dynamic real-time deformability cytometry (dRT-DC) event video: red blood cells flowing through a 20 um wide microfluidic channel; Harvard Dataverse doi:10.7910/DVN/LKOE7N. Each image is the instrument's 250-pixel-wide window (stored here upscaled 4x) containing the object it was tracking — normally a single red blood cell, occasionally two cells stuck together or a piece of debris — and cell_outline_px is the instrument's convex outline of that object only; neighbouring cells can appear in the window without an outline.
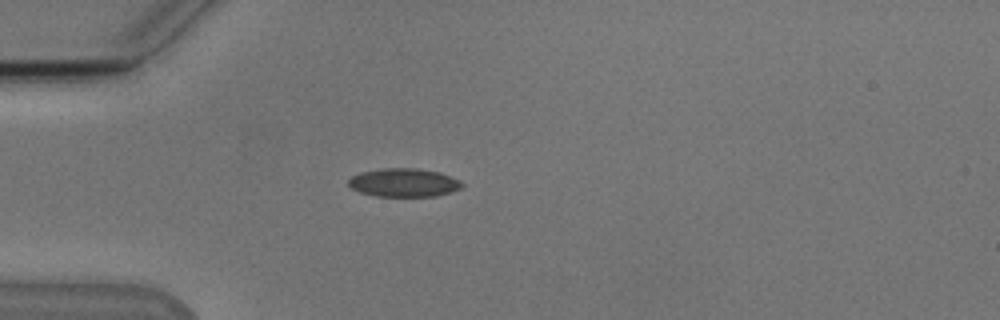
{"species": "Egyptian fruit bat (a non-hibernating species)", "species_latin": "Rousettus aegyptiacus", "temperature_condition": "cold", "stored_images_in_passage": 39, "camera_frame_rate_fps": 3000, "um_per_image_px": 0.085, "animal": {"sex": "male"}, "frame": {"image": 1, "passage_image": 1, "time_ms": 0.0, "image_size_px": [1000, 320], "cell_outline_px": [[464, 184], [460, 188], [436, 196], [376, 196], [360, 192], [352, 188], [348, 184], [348, 180], [352, 176], [360, 172], [384, 168], [416, 168], [440, 172], [460, 180]], "centroid_in_image_um": [34.32, 15.51], "position_along_channel_um": 50.7, "area_um2": 18.73}}
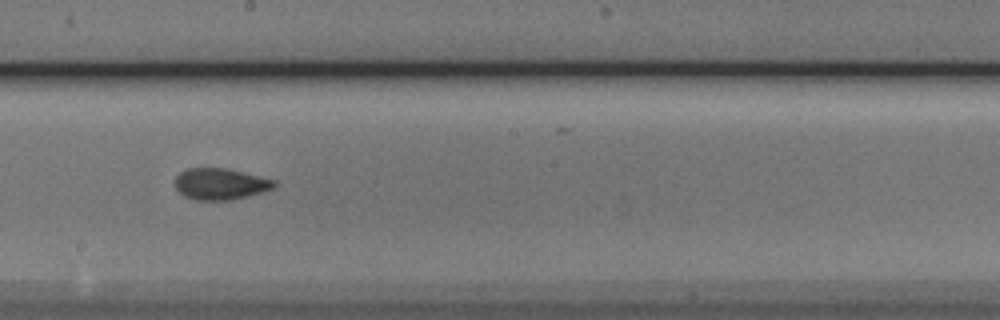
{"frame": {"image": 2, "passage_image": 16, "time_ms": 5.0, "image_size_px": [1000, 320], "cell_outline_px": [[276, 188], [248, 196], [232, 200], [196, 200], [184, 196], [176, 188], [176, 176], [180, 172], [188, 168], [224, 168], [276, 180]], "centroid_in_image_um": [18.75, 15.64], "position_along_channel_um": 229.5, "area_um2": 18.09}}
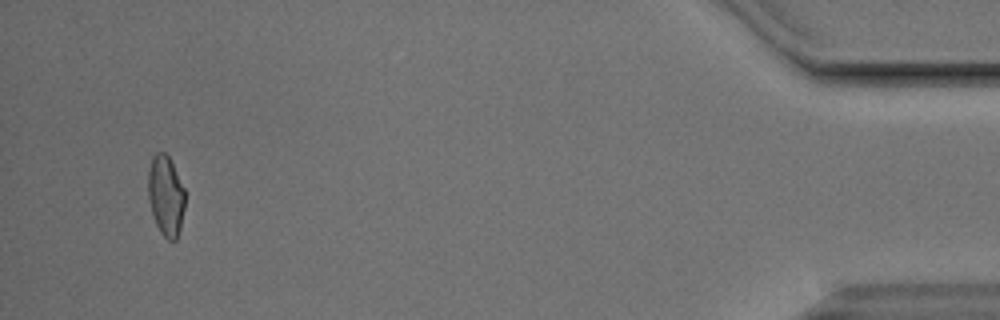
{"frame": {"image": 3, "passage_image": 37, "time_ms": 12.0, "image_size_px": [1000, 320], "cell_outline_px": [[184, 208], [180, 228], [176, 240], [168, 240], [160, 232], [156, 224], [152, 212], [148, 196], [148, 172], [152, 156], [156, 152], [164, 152], [168, 156], [184, 188]], "centroid_in_image_um": [14.08, 16.63], "position_along_channel_um": 421.1, "area_um2": 17.05}, "authors_computed_cell_mechanics": {"area_um2": 17.9758, "velocity_mm_per_s": 3.8434, "shape_relaxation_time_tau1_ms": 4.1824, "shape_relaxation_time_tau2_ms": 1.9479, "deformation_change_tau1": 0.1226, "deformation_change_tau2": 0.0639}}